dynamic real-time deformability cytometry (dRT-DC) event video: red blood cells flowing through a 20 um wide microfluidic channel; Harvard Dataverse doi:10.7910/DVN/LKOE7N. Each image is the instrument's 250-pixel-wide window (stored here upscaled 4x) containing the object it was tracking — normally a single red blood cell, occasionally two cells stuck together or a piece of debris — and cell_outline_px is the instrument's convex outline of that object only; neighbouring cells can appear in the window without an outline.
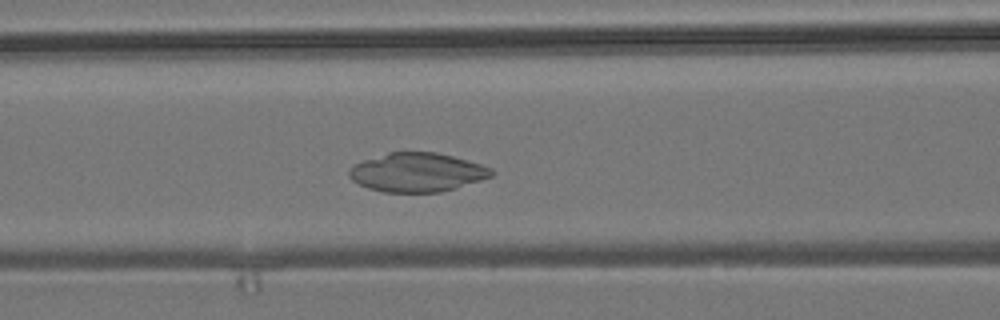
{"species": "common noctule bat (a hibernating species)", "species_latin": "Nyctalus noctula", "temperature_condition": "room temperature", "stored_images_in_passage": 43, "camera_frame_rate_fps": 3000, "um_per_image_px": 0.085, "animal": {"sex": "male", "body_mass_g": 19.2, "forearm_length_mm": 51.8}, "frame": {"image": 1, "passage_image": 17, "time_ms": 5.333, "image_size_px": [1000, 320], "cell_outline_px": [[496, 172], [492, 176], [456, 188], [440, 192], [384, 192], [368, 188], [352, 180], [348, 176], [348, 168], [352, 164], [388, 152], [436, 152], [452, 156], [480, 164], [492, 168]], "centroid_in_image_um": [35.43, 14.65], "position_along_channel_um": 131.2, "area_um2": 32.31}}
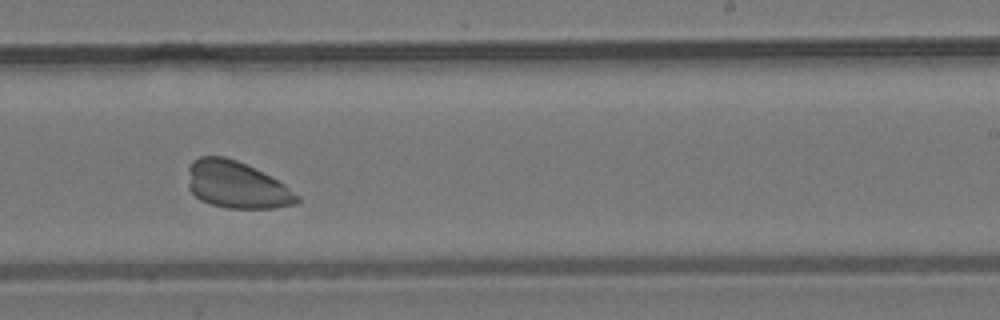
{"frame": {"image": 2, "passage_image": 28, "time_ms": 9.0, "image_size_px": [1000, 320], "cell_outline_px": [[300, 200], [296, 204], [272, 208], [228, 208], [212, 204], [200, 200], [188, 188], [188, 168], [192, 160], [200, 156], [224, 156], [236, 160], [284, 184], [300, 196]], "centroid_in_image_um": [20.08, 15.72], "position_along_channel_um": 268.9, "area_um2": 29.59}}
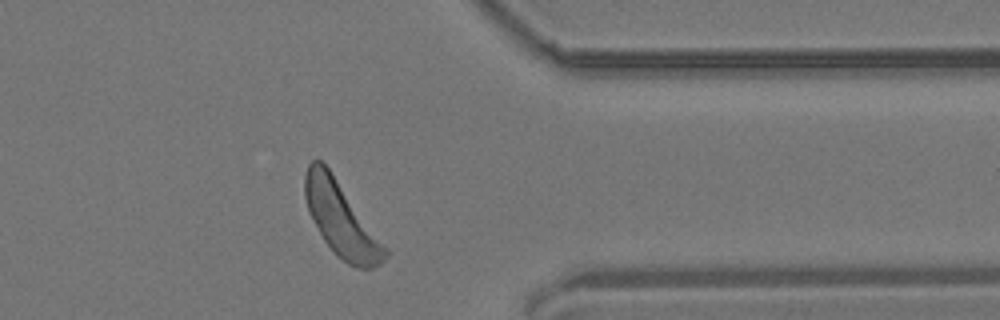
{"frame": {"image": 3, "passage_image": 38, "time_ms": 12.333, "image_size_px": [1000, 320], "cell_outline_px": [[388, 256], [380, 264], [372, 268], [356, 268], [348, 264], [336, 256], [332, 252], [324, 240], [308, 212], [304, 196], [304, 176], [308, 164], [312, 160], [320, 160], [328, 168], [388, 248]], "centroid_in_image_um": [28.99, 18.68], "position_along_channel_um": 382.4, "area_um2": 34.39}}